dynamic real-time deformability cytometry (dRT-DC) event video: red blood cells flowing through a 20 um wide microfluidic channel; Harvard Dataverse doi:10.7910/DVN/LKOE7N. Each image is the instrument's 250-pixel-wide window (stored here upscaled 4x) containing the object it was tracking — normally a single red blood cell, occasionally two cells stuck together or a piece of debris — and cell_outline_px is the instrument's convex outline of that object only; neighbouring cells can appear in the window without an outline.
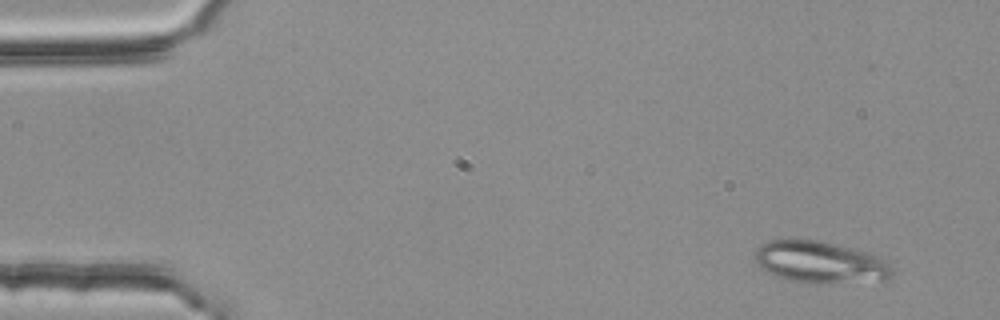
{"species": "common noctule bat (a hibernating species)", "species_latin": "Nyctalus noctula", "temperature_condition": "room temperature", "stored_images_in_passage": 3, "camera_frame_rate_fps": 3000, "um_per_image_px": 0.085, "animal": {"sex": "female", "body_mass_g": 25.1}, "frame": {"image": 1, "passage_image": 1, "time_ms": 0.0, "image_size_px": [1000, 320], "cell_outline_px": [[892, 276], [888, 280], [832, 284], [784, 280], [764, 272], [752, 260], [756, 248], [760, 244], [772, 240], [816, 240], [836, 244], [868, 252], [880, 256], [888, 264], [892, 272]], "centroid_in_image_um": [69.67, 22.31], "position_along_channel_um": 15.3, "area_um2": 34.04}}